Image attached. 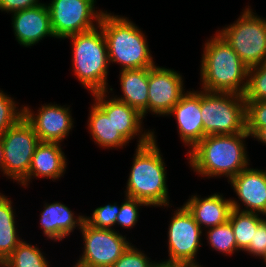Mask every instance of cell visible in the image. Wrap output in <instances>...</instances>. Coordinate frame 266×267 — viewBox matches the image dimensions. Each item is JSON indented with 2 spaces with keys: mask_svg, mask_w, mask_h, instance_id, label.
Masks as SVG:
<instances>
[{
  "mask_svg": "<svg viewBox=\"0 0 266 267\" xmlns=\"http://www.w3.org/2000/svg\"><path fill=\"white\" fill-rule=\"evenodd\" d=\"M247 132L205 136L187 152L188 164L199 176L228 181L250 165L245 139Z\"/></svg>",
  "mask_w": 266,
  "mask_h": 267,
  "instance_id": "obj_1",
  "label": "cell"
},
{
  "mask_svg": "<svg viewBox=\"0 0 266 267\" xmlns=\"http://www.w3.org/2000/svg\"><path fill=\"white\" fill-rule=\"evenodd\" d=\"M215 33L204 43L200 61L201 89L244 95L249 69L226 40Z\"/></svg>",
  "mask_w": 266,
  "mask_h": 267,
  "instance_id": "obj_2",
  "label": "cell"
},
{
  "mask_svg": "<svg viewBox=\"0 0 266 267\" xmlns=\"http://www.w3.org/2000/svg\"><path fill=\"white\" fill-rule=\"evenodd\" d=\"M156 135L146 144L137 146L125 196L145 202L148 206L170 207L167 170Z\"/></svg>",
  "mask_w": 266,
  "mask_h": 267,
  "instance_id": "obj_3",
  "label": "cell"
},
{
  "mask_svg": "<svg viewBox=\"0 0 266 267\" xmlns=\"http://www.w3.org/2000/svg\"><path fill=\"white\" fill-rule=\"evenodd\" d=\"M99 26L107 43L109 64L117 63L121 70L155 66L147 36L131 19L105 11Z\"/></svg>",
  "mask_w": 266,
  "mask_h": 267,
  "instance_id": "obj_4",
  "label": "cell"
},
{
  "mask_svg": "<svg viewBox=\"0 0 266 267\" xmlns=\"http://www.w3.org/2000/svg\"><path fill=\"white\" fill-rule=\"evenodd\" d=\"M72 42V71L81 85L93 94L113 91L108 86V50L100 26L93 30L67 37ZM110 89H109V88Z\"/></svg>",
  "mask_w": 266,
  "mask_h": 267,
  "instance_id": "obj_5",
  "label": "cell"
},
{
  "mask_svg": "<svg viewBox=\"0 0 266 267\" xmlns=\"http://www.w3.org/2000/svg\"><path fill=\"white\" fill-rule=\"evenodd\" d=\"M203 138L247 132L246 102L243 95L201 89Z\"/></svg>",
  "mask_w": 266,
  "mask_h": 267,
  "instance_id": "obj_6",
  "label": "cell"
},
{
  "mask_svg": "<svg viewBox=\"0 0 266 267\" xmlns=\"http://www.w3.org/2000/svg\"><path fill=\"white\" fill-rule=\"evenodd\" d=\"M250 7L245 6L236 22L217 30L248 69L266 61V18Z\"/></svg>",
  "mask_w": 266,
  "mask_h": 267,
  "instance_id": "obj_7",
  "label": "cell"
},
{
  "mask_svg": "<svg viewBox=\"0 0 266 267\" xmlns=\"http://www.w3.org/2000/svg\"><path fill=\"white\" fill-rule=\"evenodd\" d=\"M96 0H51L47 3L55 38L66 39L95 29L105 11L95 10Z\"/></svg>",
  "mask_w": 266,
  "mask_h": 267,
  "instance_id": "obj_8",
  "label": "cell"
},
{
  "mask_svg": "<svg viewBox=\"0 0 266 267\" xmlns=\"http://www.w3.org/2000/svg\"><path fill=\"white\" fill-rule=\"evenodd\" d=\"M0 137L4 151L3 175L20 184L28 175L40 140L24 117Z\"/></svg>",
  "mask_w": 266,
  "mask_h": 267,
  "instance_id": "obj_9",
  "label": "cell"
},
{
  "mask_svg": "<svg viewBox=\"0 0 266 267\" xmlns=\"http://www.w3.org/2000/svg\"><path fill=\"white\" fill-rule=\"evenodd\" d=\"M168 225V259L169 263H182L191 267L201 266L197 262V253L201 245L203 230L195 221L191 212L183 206L175 209Z\"/></svg>",
  "mask_w": 266,
  "mask_h": 267,
  "instance_id": "obj_10",
  "label": "cell"
},
{
  "mask_svg": "<svg viewBox=\"0 0 266 267\" xmlns=\"http://www.w3.org/2000/svg\"><path fill=\"white\" fill-rule=\"evenodd\" d=\"M83 238V253L76 264L79 267H112L132 244L126 236L108 229H98L85 221L80 229ZM130 242V243H129Z\"/></svg>",
  "mask_w": 266,
  "mask_h": 267,
  "instance_id": "obj_11",
  "label": "cell"
},
{
  "mask_svg": "<svg viewBox=\"0 0 266 267\" xmlns=\"http://www.w3.org/2000/svg\"><path fill=\"white\" fill-rule=\"evenodd\" d=\"M23 117L33 127L40 141L62 143L74 127L70 106L42 104L37 112L23 105Z\"/></svg>",
  "mask_w": 266,
  "mask_h": 267,
  "instance_id": "obj_12",
  "label": "cell"
},
{
  "mask_svg": "<svg viewBox=\"0 0 266 267\" xmlns=\"http://www.w3.org/2000/svg\"><path fill=\"white\" fill-rule=\"evenodd\" d=\"M182 75L174 69L160 66L149 68L148 112L167 116L171 109L187 92Z\"/></svg>",
  "mask_w": 266,
  "mask_h": 267,
  "instance_id": "obj_13",
  "label": "cell"
},
{
  "mask_svg": "<svg viewBox=\"0 0 266 267\" xmlns=\"http://www.w3.org/2000/svg\"><path fill=\"white\" fill-rule=\"evenodd\" d=\"M109 93L111 92L103 91L91 94L94 98L93 103H95L108 117H111L116 130L128 142L137 136V146L148 143L154 137L155 132L154 130H145L143 128L144 126L142 124L144 123V118L142 117V114L126 103L108 96Z\"/></svg>",
  "mask_w": 266,
  "mask_h": 267,
  "instance_id": "obj_14",
  "label": "cell"
},
{
  "mask_svg": "<svg viewBox=\"0 0 266 267\" xmlns=\"http://www.w3.org/2000/svg\"><path fill=\"white\" fill-rule=\"evenodd\" d=\"M229 182L239 199L230 198L232 209L266 215V170L248 166Z\"/></svg>",
  "mask_w": 266,
  "mask_h": 267,
  "instance_id": "obj_15",
  "label": "cell"
},
{
  "mask_svg": "<svg viewBox=\"0 0 266 267\" xmlns=\"http://www.w3.org/2000/svg\"><path fill=\"white\" fill-rule=\"evenodd\" d=\"M11 14L15 39L23 47L34 46L46 37L55 38L46 3Z\"/></svg>",
  "mask_w": 266,
  "mask_h": 267,
  "instance_id": "obj_16",
  "label": "cell"
},
{
  "mask_svg": "<svg viewBox=\"0 0 266 267\" xmlns=\"http://www.w3.org/2000/svg\"><path fill=\"white\" fill-rule=\"evenodd\" d=\"M175 116L180 140L190 151L203 139L201 116V90H189L171 109L167 116Z\"/></svg>",
  "mask_w": 266,
  "mask_h": 267,
  "instance_id": "obj_17",
  "label": "cell"
},
{
  "mask_svg": "<svg viewBox=\"0 0 266 267\" xmlns=\"http://www.w3.org/2000/svg\"><path fill=\"white\" fill-rule=\"evenodd\" d=\"M61 146L60 143L40 141L35 148L28 175L19 185L26 188L32 178L37 177L52 181L63 177L67 158Z\"/></svg>",
  "mask_w": 266,
  "mask_h": 267,
  "instance_id": "obj_18",
  "label": "cell"
},
{
  "mask_svg": "<svg viewBox=\"0 0 266 267\" xmlns=\"http://www.w3.org/2000/svg\"><path fill=\"white\" fill-rule=\"evenodd\" d=\"M44 209L40 213V228L47 239L52 241H62L74 230L81 229L85 221V215H76L65 204L55 201L44 204Z\"/></svg>",
  "mask_w": 266,
  "mask_h": 267,
  "instance_id": "obj_19",
  "label": "cell"
},
{
  "mask_svg": "<svg viewBox=\"0 0 266 267\" xmlns=\"http://www.w3.org/2000/svg\"><path fill=\"white\" fill-rule=\"evenodd\" d=\"M184 205L202 230L204 227L208 229L227 222L232 210L230 198L227 199L217 192L204 198L194 194Z\"/></svg>",
  "mask_w": 266,
  "mask_h": 267,
  "instance_id": "obj_20",
  "label": "cell"
},
{
  "mask_svg": "<svg viewBox=\"0 0 266 267\" xmlns=\"http://www.w3.org/2000/svg\"><path fill=\"white\" fill-rule=\"evenodd\" d=\"M119 80L123 95L112 96L135 108L145 119L148 113L149 68L120 70Z\"/></svg>",
  "mask_w": 266,
  "mask_h": 267,
  "instance_id": "obj_21",
  "label": "cell"
},
{
  "mask_svg": "<svg viewBox=\"0 0 266 267\" xmlns=\"http://www.w3.org/2000/svg\"><path fill=\"white\" fill-rule=\"evenodd\" d=\"M89 108L91 109L87 129L95 144L105 149L117 150L129 144L114 127L111 117H108L95 103Z\"/></svg>",
  "mask_w": 266,
  "mask_h": 267,
  "instance_id": "obj_22",
  "label": "cell"
},
{
  "mask_svg": "<svg viewBox=\"0 0 266 267\" xmlns=\"http://www.w3.org/2000/svg\"><path fill=\"white\" fill-rule=\"evenodd\" d=\"M13 208L12 200L0 192V265L24 240L18 234L16 213Z\"/></svg>",
  "mask_w": 266,
  "mask_h": 267,
  "instance_id": "obj_23",
  "label": "cell"
},
{
  "mask_svg": "<svg viewBox=\"0 0 266 267\" xmlns=\"http://www.w3.org/2000/svg\"><path fill=\"white\" fill-rule=\"evenodd\" d=\"M262 216L264 215L259 213L231 210L228 221L233 228L239 251H245L249 247L250 241H253L254 230H256L258 224L264 219Z\"/></svg>",
  "mask_w": 266,
  "mask_h": 267,
  "instance_id": "obj_24",
  "label": "cell"
},
{
  "mask_svg": "<svg viewBox=\"0 0 266 267\" xmlns=\"http://www.w3.org/2000/svg\"><path fill=\"white\" fill-rule=\"evenodd\" d=\"M44 255L37 245L23 240L0 267H50Z\"/></svg>",
  "mask_w": 266,
  "mask_h": 267,
  "instance_id": "obj_25",
  "label": "cell"
},
{
  "mask_svg": "<svg viewBox=\"0 0 266 267\" xmlns=\"http://www.w3.org/2000/svg\"><path fill=\"white\" fill-rule=\"evenodd\" d=\"M206 239L210 248L225 256L233 255L239 251L235 240L233 228L229 221L205 230Z\"/></svg>",
  "mask_w": 266,
  "mask_h": 267,
  "instance_id": "obj_26",
  "label": "cell"
},
{
  "mask_svg": "<svg viewBox=\"0 0 266 267\" xmlns=\"http://www.w3.org/2000/svg\"><path fill=\"white\" fill-rule=\"evenodd\" d=\"M245 101L266 100V61L248 70Z\"/></svg>",
  "mask_w": 266,
  "mask_h": 267,
  "instance_id": "obj_27",
  "label": "cell"
},
{
  "mask_svg": "<svg viewBox=\"0 0 266 267\" xmlns=\"http://www.w3.org/2000/svg\"><path fill=\"white\" fill-rule=\"evenodd\" d=\"M18 104L14 98L0 90V135L23 118V105L19 107Z\"/></svg>",
  "mask_w": 266,
  "mask_h": 267,
  "instance_id": "obj_28",
  "label": "cell"
},
{
  "mask_svg": "<svg viewBox=\"0 0 266 267\" xmlns=\"http://www.w3.org/2000/svg\"><path fill=\"white\" fill-rule=\"evenodd\" d=\"M121 205L106 204L93 210L92 216H85V222L94 228L112 230L116 225L117 214L120 212Z\"/></svg>",
  "mask_w": 266,
  "mask_h": 267,
  "instance_id": "obj_29",
  "label": "cell"
},
{
  "mask_svg": "<svg viewBox=\"0 0 266 267\" xmlns=\"http://www.w3.org/2000/svg\"><path fill=\"white\" fill-rule=\"evenodd\" d=\"M246 102V130L252 137L260 128L266 127V100Z\"/></svg>",
  "mask_w": 266,
  "mask_h": 267,
  "instance_id": "obj_30",
  "label": "cell"
},
{
  "mask_svg": "<svg viewBox=\"0 0 266 267\" xmlns=\"http://www.w3.org/2000/svg\"><path fill=\"white\" fill-rule=\"evenodd\" d=\"M124 202L121 203L120 212L117 214L116 225L123 229H130L136 226L139 219L140 206L149 207L145 202L125 196Z\"/></svg>",
  "mask_w": 266,
  "mask_h": 267,
  "instance_id": "obj_31",
  "label": "cell"
},
{
  "mask_svg": "<svg viewBox=\"0 0 266 267\" xmlns=\"http://www.w3.org/2000/svg\"><path fill=\"white\" fill-rule=\"evenodd\" d=\"M131 244L112 267H153L157 261H152L139 248Z\"/></svg>",
  "mask_w": 266,
  "mask_h": 267,
  "instance_id": "obj_32",
  "label": "cell"
},
{
  "mask_svg": "<svg viewBox=\"0 0 266 267\" xmlns=\"http://www.w3.org/2000/svg\"><path fill=\"white\" fill-rule=\"evenodd\" d=\"M244 252L255 258L263 260L266 258V218L254 230L253 241H250L249 247Z\"/></svg>",
  "mask_w": 266,
  "mask_h": 267,
  "instance_id": "obj_33",
  "label": "cell"
},
{
  "mask_svg": "<svg viewBox=\"0 0 266 267\" xmlns=\"http://www.w3.org/2000/svg\"><path fill=\"white\" fill-rule=\"evenodd\" d=\"M39 4H42L40 0H0V10L11 14Z\"/></svg>",
  "mask_w": 266,
  "mask_h": 267,
  "instance_id": "obj_34",
  "label": "cell"
},
{
  "mask_svg": "<svg viewBox=\"0 0 266 267\" xmlns=\"http://www.w3.org/2000/svg\"><path fill=\"white\" fill-rule=\"evenodd\" d=\"M254 140L256 139L261 144L266 145V127L260 128L253 136Z\"/></svg>",
  "mask_w": 266,
  "mask_h": 267,
  "instance_id": "obj_35",
  "label": "cell"
},
{
  "mask_svg": "<svg viewBox=\"0 0 266 267\" xmlns=\"http://www.w3.org/2000/svg\"><path fill=\"white\" fill-rule=\"evenodd\" d=\"M153 267H191L189 265L186 264H182V263H169V262H165V261H159L156 262Z\"/></svg>",
  "mask_w": 266,
  "mask_h": 267,
  "instance_id": "obj_36",
  "label": "cell"
},
{
  "mask_svg": "<svg viewBox=\"0 0 266 267\" xmlns=\"http://www.w3.org/2000/svg\"><path fill=\"white\" fill-rule=\"evenodd\" d=\"M3 161H4V151H3V143L0 137V170L3 172Z\"/></svg>",
  "mask_w": 266,
  "mask_h": 267,
  "instance_id": "obj_37",
  "label": "cell"
}]
</instances>
